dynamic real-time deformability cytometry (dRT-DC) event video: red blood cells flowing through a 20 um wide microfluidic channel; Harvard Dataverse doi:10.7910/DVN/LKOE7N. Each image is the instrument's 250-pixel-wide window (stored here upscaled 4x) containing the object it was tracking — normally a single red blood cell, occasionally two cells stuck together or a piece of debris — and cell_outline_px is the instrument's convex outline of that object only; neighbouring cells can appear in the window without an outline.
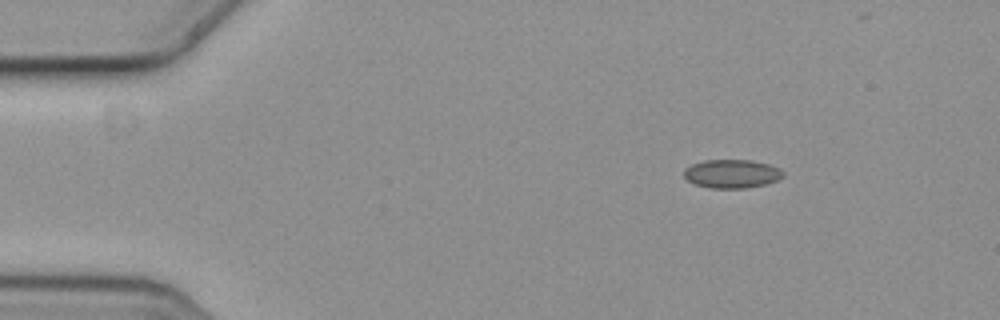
{"species": "common noctule bat (a hibernating species)", "species_latin": "Nyctalus noctula", "temperature_condition": "cold", "stored_images_in_passage": 9, "camera_frame_rate_fps": 3000, "um_per_image_px": 0.085, "animal": {"sex": "female", "body_mass_g": 19.3, "forearm_length_mm": 54.1}, "frame": {"image": 1, "passage_image": 1, "time_ms": 0.0, "image_size_px": [1000, 320], "cell_outline_px": [[784, 176], [776, 180], [764, 184], [744, 188], [712, 188], [696, 184], [688, 180], [684, 176], [684, 168], [692, 164], [704, 160], [752, 160], [768, 164], [780, 168], [784, 172]], "centroid_in_image_um": [62.21, 14.76], "position_along_channel_um": 22.8, "area_um2": 16.42}}
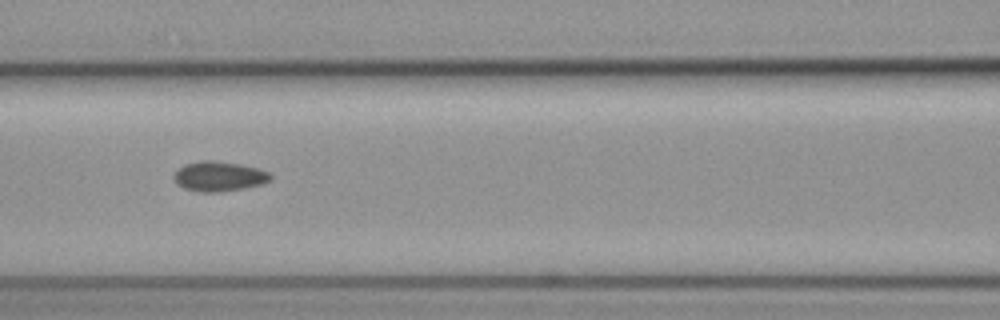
{"frame": {"image": 2, "passage_image": 6, "time_ms": 1.667, "image_size_px": [1000, 320], "cell_outline_px": [[272, 176], [268, 180], [260, 184], [220, 192], [200, 192], [184, 188], [176, 184], [176, 172], [184, 164], [204, 160], [216, 160], [240, 164], [256, 168], [268, 172]], "centroid_in_image_um": [18.59, 14.98], "position_along_channel_um": 148.0, "area_um2": 16.42}}
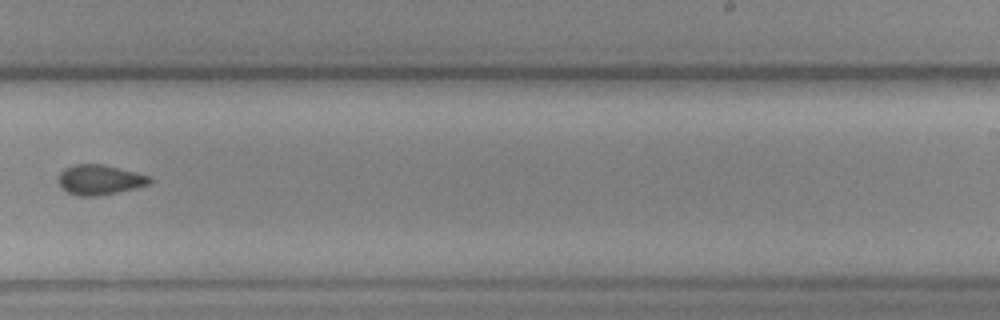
{"frame": {"image": 3, "passage_image": 9, "time_ms": 2.667, "image_size_px": [1000, 320], "cell_outline_px": [[152, 180], [148, 184], [100, 196], [76, 196], [60, 188], [56, 180], [60, 172], [64, 168], [72, 164], [104, 164], [152, 176]], "centroid_in_image_um": [8.41, 15.27], "position_along_channel_um": 280.6, "area_um2": 16.18}}